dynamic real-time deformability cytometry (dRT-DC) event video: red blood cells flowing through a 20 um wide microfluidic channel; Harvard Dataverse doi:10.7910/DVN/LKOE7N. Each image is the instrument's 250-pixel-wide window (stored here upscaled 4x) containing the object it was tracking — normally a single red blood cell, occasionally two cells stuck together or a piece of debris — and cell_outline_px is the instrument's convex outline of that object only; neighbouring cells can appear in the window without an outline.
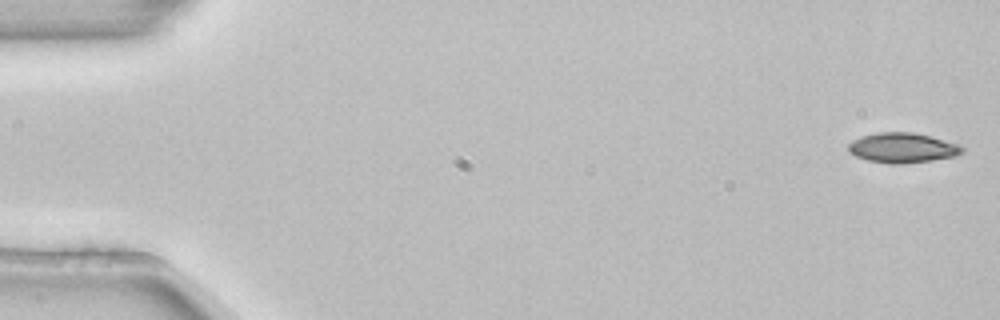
{"species": "common noctule bat (a hibernating species)", "species_latin": "Nyctalus noctula", "temperature_condition": "room temperature", "stored_images_in_passage": 5, "segment_of_instrument_passage": [1, 2], "camera_frame_rate_fps": 3000, "um_per_image_px": 0.085, "animal": {"sex": "female", "body_mass_g": 22.7, "forearm_length_mm": 54.2}, "frame": {"image": 1, "passage_image": 1, "time_ms": 0.0, "image_size_px": [1000, 320], "cell_outline_px": [[964, 152], [956, 156], [932, 160], [896, 164], [888, 164], [868, 160], [856, 156], [848, 152], [848, 144], [852, 140], [860, 136], [876, 132], [912, 132], [960, 144], [964, 148]], "centroid_in_image_um": [76.69, 12.56], "position_along_channel_um": 8.3, "area_um2": 19.94}}
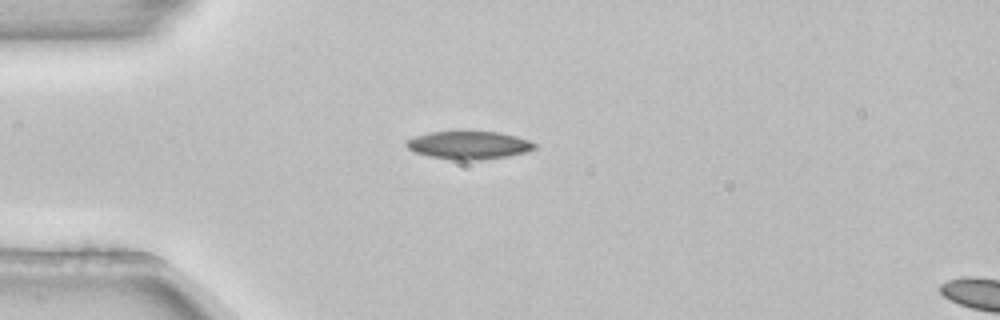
{"frame": {"image": 2, "passage_image": 4, "time_ms": 1.0, "image_size_px": [1000, 320], "cell_outline_px": [[536, 148], [524, 152], [508, 156], [480, 160], [452, 160], [428, 156], [416, 152], [408, 148], [404, 144], [404, 140], [416, 136], [432, 132], [500, 132], [516, 136], [528, 140], [536, 144]], "centroid_in_image_um": [39.83, 12.34], "position_along_channel_um": 45.2, "area_um2": 20.81}}